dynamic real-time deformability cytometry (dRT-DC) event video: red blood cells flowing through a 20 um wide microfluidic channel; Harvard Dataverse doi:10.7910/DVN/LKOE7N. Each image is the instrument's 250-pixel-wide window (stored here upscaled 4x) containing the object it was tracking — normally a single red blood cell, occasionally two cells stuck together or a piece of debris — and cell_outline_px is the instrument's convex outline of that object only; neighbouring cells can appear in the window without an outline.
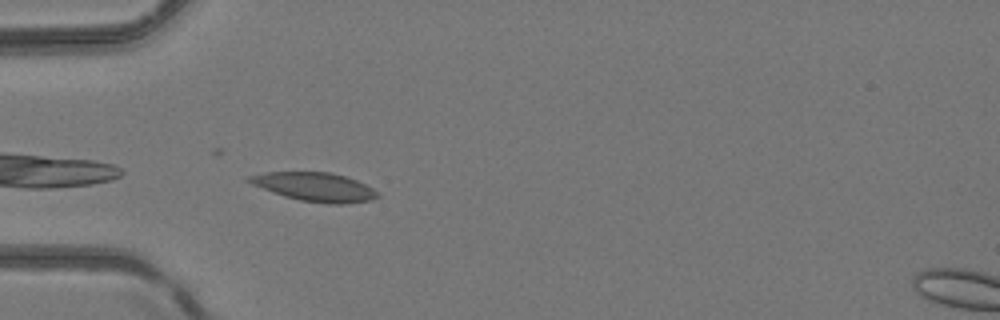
{"species": "common noctule bat (a hibernating species)", "species_latin": "Nyctalus noctula", "temperature_condition": "room temperature", "stored_images_in_passage": 4, "camera_frame_rate_fps": 3000, "um_per_image_px": 0.085, "animal": {"sex": "female", "body_mass_g": 24.6, "forearm_length_mm": 56.2}, "frame": {"image": 1, "passage_image": 3, "time_ms": 2.333, "image_size_px": [1000, 320], "cell_outline_px": [[380, 196], [372, 200], [344, 204], [328, 204], [300, 200], [284, 196], [272, 192], [252, 184], [244, 180], [244, 176], [264, 172], [328, 172], [344, 176], [356, 180], [380, 192]], "centroid_in_image_um": [26.73, 15.89], "position_along_channel_um": 58.3, "area_um2": 21.68}}